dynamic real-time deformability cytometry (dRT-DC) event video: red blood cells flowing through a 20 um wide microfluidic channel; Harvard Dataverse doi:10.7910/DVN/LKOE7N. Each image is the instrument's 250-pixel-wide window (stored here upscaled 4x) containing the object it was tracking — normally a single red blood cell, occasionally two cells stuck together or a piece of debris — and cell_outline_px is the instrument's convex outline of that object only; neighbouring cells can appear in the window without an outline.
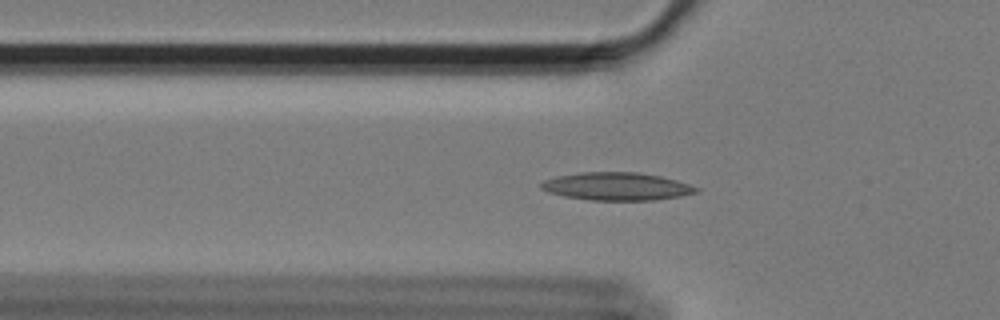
{"species": "Egyptian fruit bat (a non-hibernating species)", "species_latin": "Rousettus aegyptiacus", "temperature_condition": "cold", "stored_images_in_passage": 42, "camera_frame_rate_fps": 3000, "um_per_image_px": 0.085, "animal": {"sex": "female"}, "frame": {"image": 1, "passage_image": 9, "time_ms": 2.667, "image_size_px": [1000, 320], "cell_outline_px": [[700, 192], [680, 196], [656, 200], [592, 200], [564, 196], [548, 192], [540, 188], [540, 184], [544, 180], [556, 176], [580, 172], [636, 172], [660, 176], [676, 180], [700, 188]], "centroid_in_image_um": [52.42, 15.84], "position_along_channel_um": 73.4, "area_um2": 25.2}}
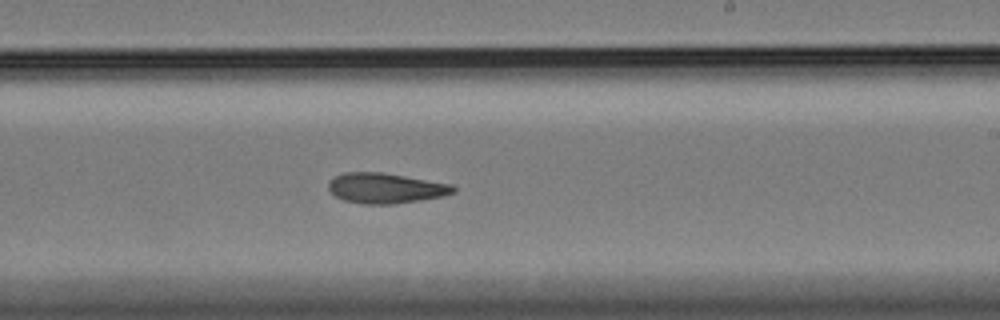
{"frame": {"image": 2, "passage_image": 25, "time_ms": 8.0, "image_size_px": [1000, 320], "cell_outline_px": [[456, 192], [444, 196], [396, 204], [364, 204], [344, 200], [336, 196], [328, 188], [328, 180], [344, 172], [380, 172], [452, 184], [456, 188]], "centroid_in_image_um": [32.78, 15.99], "position_along_channel_um": 256.2, "area_um2": 22.02}}
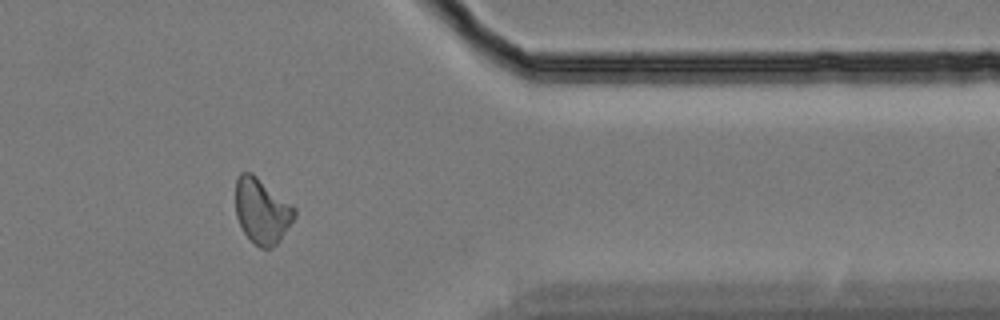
{"frame": {"image": 3, "passage_image": 38, "time_ms": 12.333, "image_size_px": [1000, 320], "cell_outline_px": [[296, 216], [280, 240], [272, 248], [260, 248], [244, 232], [236, 216], [236, 180], [240, 172], [252, 172], [292, 204], [296, 208]], "centroid_in_image_um": [22.28, 17.91], "position_along_channel_um": 389.1, "area_um2": 22.37}, "authors_computed_cell_mechanics": {"area_um2": 21.9351, "velocity_mm_per_s": 3.4106, "shape_relaxation_time_tau1_ms": null, "shape_relaxation_time_tau2_ms": 5.7262, "deformation_change_tau1": null, "deformation_change_tau2": 0.1409}}